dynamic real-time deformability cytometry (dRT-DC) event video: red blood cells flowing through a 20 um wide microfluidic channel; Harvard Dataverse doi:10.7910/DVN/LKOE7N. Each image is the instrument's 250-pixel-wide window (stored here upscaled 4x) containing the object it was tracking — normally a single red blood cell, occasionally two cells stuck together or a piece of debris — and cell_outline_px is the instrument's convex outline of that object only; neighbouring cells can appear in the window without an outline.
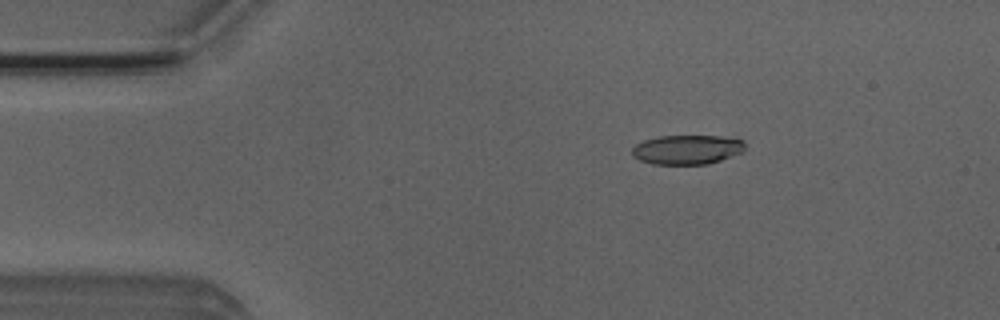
{"species": "Egyptian fruit bat (a non-hibernating species)", "species_latin": "Rousettus aegyptiacus", "temperature_condition": "room temperature", "stored_images_in_passage": 5, "camera_frame_rate_fps": 3000, "um_per_image_px": 0.085, "animal": {"sex": "male"}, "frame": {"image": 1, "passage_image": 2, "time_ms": 0.333, "image_size_px": [1000, 320], "cell_outline_px": [[744, 152], [708, 164], [652, 164], [640, 160], [632, 156], [632, 148], [636, 144], [644, 140], [660, 136], [720, 136], [744, 140]], "centroid_in_image_um": [58.4, 12.72], "position_along_channel_um": 26.6, "area_um2": 19.36}}